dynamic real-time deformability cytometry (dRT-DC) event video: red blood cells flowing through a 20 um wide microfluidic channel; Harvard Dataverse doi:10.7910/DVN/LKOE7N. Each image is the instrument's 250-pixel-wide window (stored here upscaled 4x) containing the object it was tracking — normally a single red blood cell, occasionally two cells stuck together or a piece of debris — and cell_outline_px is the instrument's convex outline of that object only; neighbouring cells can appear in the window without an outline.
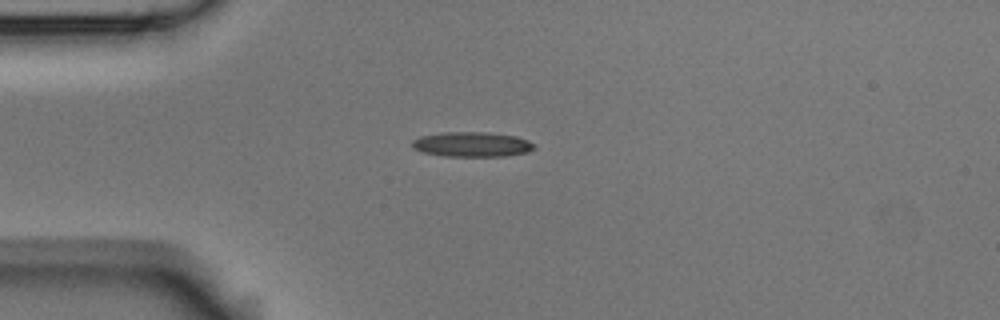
{"species": "Egyptian fruit bat (a non-hibernating species)", "species_latin": "Rousettus aegyptiacus", "temperature_condition": "room temperature", "stored_images_in_passage": 7, "camera_frame_rate_fps": 3000, "um_per_image_px": 0.085, "animal": {"sex": "male"}, "frame": {"image": 1, "passage_image": 2, "time_ms": 2.0, "image_size_px": [1000, 320], "cell_outline_px": [[536, 148], [528, 152], [508, 156], [444, 156], [424, 152], [412, 148], [412, 140], [420, 136], [444, 132], [488, 132], [516, 136], [528, 140], [536, 144]], "centroid_in_image_um": [40.16, 12.27], "position_along_channel_um": 44.8, "area_um2": 17.86}}
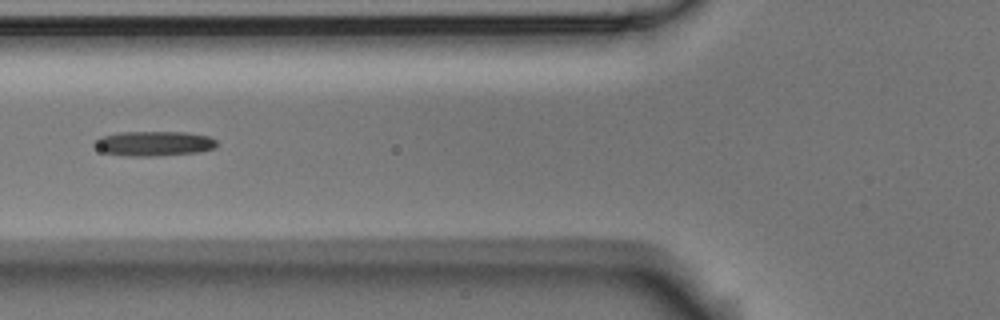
{"frame": {"image": 2, "passage_image": 4, "time_ms": 4.333, "image_size_px": [1000, 320], "cell_outline_px": [[216, 148], [200, 152], [156, 156], [124, 156], [104, 152], [96, 148], [92, 144], [100, 136], [120, 132], [188, 132], [208, 136], [216, 140]], "centroid_in_image_um": [13.08, 12.2], "position_along_channel_um": 112.7, "area_um2": 17.86}}
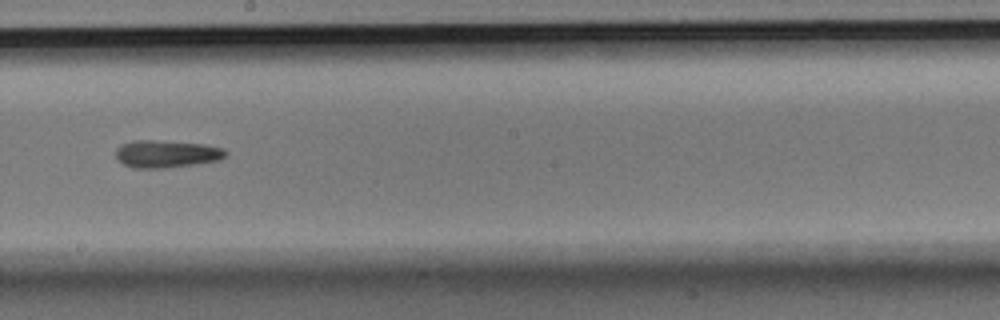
{"frame": {"image": 3, "passage_image": 7, "time_ms": 7.667, "image_size_px": [1000, 320], "cell_outline_px": [[228, 152], [220, 160], [196, 164], [164, 168], [132, 168], [124, 164], [116, 156], [116, 148], [120, 144], [136, 140], [152, 140], [204, 144], [224, 148]], "centroid_in_image_um": [14.16, 13.08], "position_along_channel_um": 234.0, "area_um2": 17.57}}